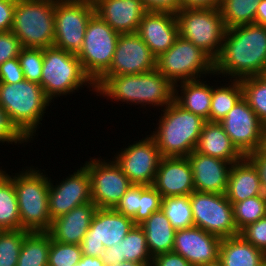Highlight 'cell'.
<instances>
[{
    "mask_svg": "<svg viewBox=\"0 0 266 266\" xmlns=\"http://www.w3.org/2000/svg\"><path fill=\"white\" fill-rule=\"evenodd\" d=\"M119 35L96 13L90 18L77 57L94 84L109 70Z\"/></svg>",
    "mask_w": 266,
    "mask_h": 266,
    "instance_id": "10",
    "label": "cell"
},
{
    "mask_svg": "<svg viewBox=\"0 0 266 266\" xmlns=\"http://www.w3.org/2000/svg\"><path fill=\"white\" fill-rule=\"evenodd\" d=\"M156 69L173 85L215 74L214 60L180 35L166 52L156 58Z\"/></svg>",
    "mask_w": 266,
    "mask_h": 266,
    "instance_id": "8",
    "label": "cell"
},
{
    "mask_svg": "<svg viewBox=\"0 0 266 266\" xmlns=\"http://www.w3.org/2000/svg\"><path fill=\"white\" fill-rule=\"evenodd\" d=\"M95 13L119 34L136 33L148 11L141 0H95Z\"/></svg>",
    "mask_w": 266,
    "mask_h": 266,
    "instance_id": "23",
    "label": "cell"
},
{
    "mask_svg": "<svg viewBox=\"0 0 266 266\" xmlns=\"http://www.w3.org/2000/svg\"><path fill=\"white\" fill-rule=\"evenodd\" d=\"M257 166L259 171L261 185L266 193V148L263 146L256 152L248 156Z\"/></svg>",
    "mask_w": 266,
    "mask_h": 266,
    "instance_id": "50",
    "label": "cell"
},
{
    "mask_svg": "<svg viewBox=\"0 0 266 266\" xmlns=\"http://www.w3.org/2000/svg\"><path fill=\"white\" fill-rule=\"evenodd\" d=\"M81 257L80 245L63 244L51 238L48 266H76Z\"/></svg>",
    "mask_w": 266,
    "mask_h": 266,
    "instance_id": "39",
    "label": "cell"
},
{
    "mask_svg": "<svg viewBox=\"0 0 266 266\" xmlns=\"http://www.w3.org/2000/svg\"><path fill=\"white\" fill-rule=\"evenodd\" d=\"M219 123L244 156H249L263 146L264 127L244 97Z\"/></svg>",
    "mask_w": 266,
    "mask_h": 266,
    "instance_id": "16",
    "label": "cell"
},
{
    "mask_svg": "<svg viewBox=\"0 0 266 266\" xmlns=\"http://www.w3.org/2000/svg\"><path fill=\"white\" fill-rule=\"evenodd\" d=\"M95 14L94 4L88 0H55L53 46L78 55L85 31Z\"/></svg>",
    "mask_w": 266,
    "mask_h": 266,
    "instance_id": "11",
    "label": "cell"
},
{
    "mask_svg": "<svg viewBox=\"0 0 266 266\" xmlns=\"http://www.w3.org/2000/svg\"><path fill=\"white\" fill-rule=\"evenodd\" d=\"M214 72L225 80L266 73V27L252 23L228 28Z\"/></svg>",
    "mask_w": 266,
    "mask_h": 266,
    "instance_id": "1",
    "label": "cell"
},
{
    "mask_svg": "<svg viewBox=\"0 0 266 266\" xmlns=\"http://www.w3.org/2000/svg\"><path fill=\"white\" fill-rule=\"evenodd\" d=\"M136 33L158 57L166 52L179 36L176 14L170 11L148 10L142 17Z\"/></svg>",
    "mask_w": 266,
    "mask_h": 266,
    "instance_id": "20",
    "label": "cell"
},
{
    "mask_svg": "<svg viewBox=\"0 0 266 266\" xmlns=\"http://www.w3.org/2000/svg\"><path fill=\"white\" fill-rule=\"evenodd\" d=\"M76 266H105L101 257H91L82 255L81 260Z\"/></svg>",
    "mask_w": 266,
    "mask_h": 266,
    "instance_id": "53",
    "label": "cell"
},
{
    "mask_svg": "<svg viewBox=\"0 0 266 266\" xmlns=\"http://www.w3.org/2000/svg\"><path fill=\"white\" fill-rule=\"evenodd\" d=\"M239 234L254 247L266 254V216L247 225Z\"/></svg>",
    "mask_w": 266,
    "mask_h": 266,
    "instance_id": "42",
    "label": "cell"
},
{
    "mask_svg": "<svg viewBox=\"0 0 266 266\" xmlns=\"http://www.w3.org/2000/svg\"><path fill=\"white\" fill-rule=\"evenodd\" d=\"M206 82L203 78L175 84L173 100L184 110L210 122L212 86Z\"/></svg>",
    "mask_w": 266,
    "mask_h": 266,
    "instance_id": "28",
    "label": "cell"
},
{
    "mask_svg": "<svg viewBox=\"0 0 266 266\" xmlns=\"http://www.w3.org/2000/svg\"><path fill=\"white\" fill-rule=\"evenodd\" d=\"M261 0H222L220 11L226 28L255 23Z\"/></svg>",
    "mask_w": 266,
    "mask_h": 266,
    "instance_id": "34",
    "label": "cell"
},
{
    "mask_svg": "<svg viewBox=\"0 0 266 266\" xmlns=\"http://www.w3.org/2000/svg\"><path fill=\"white\" fill-rule=\"evenodd\" d=\"M91 158L82 164L91 178L92 202L101 209H114L132 184L113 159Z\"/></svg>",
    "mask_w": 266,
    "mask_h": 266,
    "instance_id": "15",
    "label": "cell"
},
{
    "mask_svg": "<svg viewBox=\"0 0 266 266\" xmlns=\"http://www.w3.org/2000/svg\"><path fill=\"white\" fill-rule=\"evenodd\" d=\"M140 226L145 232L147 247L152 258L172 252L176 230L161 209L152 213Z\"/></svg>",
    "mask_w": 266,
    "mask_h": 266,
    "instance_id": "30",
    "label": "cell"
},
{
    "mask_svg": "<svg viewBox=\"0 0 266 266\" xmlns=\"http://www.w3.org/2000/svg\"><path fill=\"white\" fill-rule=\"evenodd\" d=\"M112 266H151V264H144V263H138V262H131V261H124L122 263H116Z\"/></svg>",
    "mask_w": 266,
    "mask_h": 266,
    "instance_id": "54",
    "label": "cell"
},
{
    "mask_svg": "<svg viewBox=\"0 0 266 266\" xmlns=\"http://www.w3.org/2000/svg\"><path fill=\"white\" fill-rule=\"evenodd\" d=\"M50 178L49 214L54 220L75 207L92 202L91 178L87 168L82 165L77 171L56 185Z\"/></svg>",
    "mask_w": 266,
    "mask_h": 266,
    "instance_id": "17",
    "label": "cell"
},
{
    "mask_svg": "<svg viewBox=\"0 0 266 266\" xmlns=\"http://www.w3.org/2000/svg\"><path fill=\"white\" fill-rule=\"evenodd\" d=\"M263 147L266 148V127L264 128Z\"/></svg>",
    "mask_w": 266,
    "mask_h": 266,
    "instance_id": "56",
    "label": "cell"
},
{
    "mask_svg": "<svg viewBox=\"0 0 266 266\" xmlns=\"http://www.w3.org/2000/svg\"><path fill=\"white\" fill-rule=\"evenodd\" d=\"M147 10L170 11L176 13L180 9V0H141Z\"/></svg>",
    "mask_w": 266,
    "mask_h": 266,
    "instance_id": "49",
    "label": "cell"
},
{
    "mask_svg": "<svg viewBox=\"0 0 266 266\" xmlns=\"http://www.w3.org/2000/svg\"><path fill=\"white\" fill-rule=\"evenodd\" d=\"M151 266H192L183 256L167 252L159 254L152 259Z\"/></svg>",
    "mask_w": 266,
    "mask_h": 266,
    "instance_id": "48",
    "label": "cell"
},
{
    "mask_svg": "<svg viewBox=\"0 0 266 266\" xmlns=\"http://www.w3.org/2000/svg\"><path fill=\"white\" fill-rule=\"evenodd\" d=\"M16 0H0V32L11 31Z\"/></svg>",
    "mask_w": 266,
    "mask_h": 266,
    "instance_id": "47",
    "label": "cell"
},
{
    "mask_svg": "<svg viewBox=\"0 0 266 266\" xmlns=\"http://www.w3.org/2000/svg\"><path fill=\"white\" fill-rule=\"evenodd\" d=\"M161 111L157 129L150 134L161 156L187 157L195 150L206 120L184 110L174 100Z\"/></svg>",
    "mask_w": 266,
    "mask_h": 266,
    "instance_id": "4",
    "label": "cell"
},
{
    "mask_svg": "<svg viewBox=\"0 0 266 266\" xmlns=\"http://www.w3.org/2000/svg\"><path fill=\"white\" fill-rule=\"evenodd\" d=\"M262 194L266 193L262 188L255 163L248 156L233 163L225 193L227 199L231 203H236Z\"/></svg>",
    "mask_w": 266,
    "mask_h": 266,
    "instance_id": "25",
    "label": "cell"
},
{
    "mask_svg": "<svg viewBox=\"0 0 266 266\" xmlns=\"http://www.w3.org/2000/svg\"><path fill=\"white\" fill-rule=\"evenodd\" d=\"M219 260L223 266H262L266 262V254L238 234L222 238Z\"/></svg>",
    "mask_w": 266,
    "mask_h": 266,
    "instance_id": "29",
    "label": "cell"
},
{
    "mask_svg": "<svg viewBox=\"0 0 266 266\" xmlns=\"http://www.w3.org/2000/svg\"><path fill=\"white\" fill-rule=\"evenodd\" d=\"M51 235L48 231H28L25 234L17 266H48Z\"/></svg>",
    "mask_w": 266,
    "mask_h": 266,
    "instance_id": "32",
    "label": "cell"
},
{
    "mask_svg": "<svg viewBox=\"0 0 266 266\" xmlns=\"http://www.w3.org/2000/svg\"><path fill=\"white\" fill-rule=\"evenodd\" d=\"M24 74L18 57L7 60L0 65V83H18L23 81Z\"/></svg>",
    "mask_w": 266,
    "mask_h": 266,
    "instance_id": "46",
    "label": "cell"
},
{
    "mask_svg": "<svg viewBox=\"0 0 266 266\" xmlns=\"http://www.w3.org/2000/svg\"><path fill=\"white\" fill-rule=\"evenodd\" d=\"M255 24L266 27V0H261L255 15Z\"/></svg>",
    "mask_w": 266,
    "mask_h": 266,
    "instance_id": "52",
    "label": "cell"
},
{
    "mask_svg": "<svg viewBox=\"0 0 266 266\" xmlns=\"http://www.w3.org/2000/svg\"><path fill=\"white\" fill-rule=\"evenodd\" d=\"M55 0H16L11 31L22 47L45 49L52 47Z\"/></svg>",
    "mask_w": 266,
    "mask_h": 266,
    "instance_id": "7",
    "label": "cell"
},
{
    "mask_svg": "<svg viewBox=\"0 0 266 266\" xmlns=\"http://www.w3.org/2000/svg\"><path fill=\"white\" fill-rule=\"evenodd\" d=\"M22 48L20 40L12 31L0 32V65L18 57Z\"/></svg>",
    "mask_w": 266,
    "mask_h": 266,
    "instance_id": "45",
    "label": "cell"
},
{
    "mask_svg": "<svg viewBox=\"0 0 266 266\" xmlns=\"http://www.w3.org/2000/svg\"><path fill=\"white\" fill-rule=\"evenodd\" d=\"M199 266H223V263L218 259L214 262H211V263H207V264H204V265H199Z\"/></svg>",
    "mask_w": 266,
    "mask_h": 266,
    "instance_id": "55",
    "label": "cell"
},
{
    "mask_svg": "<svg viewBox=\"0 0 266 266\" xmlns=\"http://www.w3.org/2000/svg\"><path fill=\"white\" fill-rule=\"evenodd\" d=\"M222 0H180V9L219 8Z\"/></svg>",
    "mask_w": 266,
    "mask_h": 266,
    "instance_id": "51",
    "label": "cell"
},
{
    "mask_svg": "<svg viewBox=\"0 0 266 266\" xmlns=\"http://www.w3.org/2000/svg\"><path fill=\"white\" fill-rule=\"evenodd\" d=\"M161 210L175 230L194 226L190 195L162 198Z\"/></svg>",
    "mask_w": 266,
    "mask_h": 266,
    "instance_id": "35",
    "label": "cell"
},
{
    "mask_svg": "<svg viewBox=\"0 0 266 266\" xmlns=\"http://www.w3.org/2000/svg\"><path fill=\"white\" fill-rule=\"evenodd\" d=\"M162 196L152 186L140 185V208L133 222L135 225L143 223L152 213L161 209Z\"/></svg>",
    "mask_w": 266,
    "mask_h": 266,
    "instance_id": "41",
    "label": "cell"
},
{
    "mask_svg": "<svg viewBox=\"0 0 266 266\" xmlns=\"http://www.w3.org/2000/svg\"><path fill=\"white\" fill-rule=\"evenodd\" d=\"M24 144L28 140L11 123L5 110L0 106V143Z\"/></svg>",
    "mask_w": 266,
    "mask_h": 266,
    "instance_id": "44",
    "label": "cell"
},
{
    "mask_svg": "<svg viewBox=\"0 0 266 266\" xmlns=\"http://www.w3.org/2000/svg\"><path fill=\"white\" fill-rule=\"evenodd\" d=\"M24 78L40 84L43 68V49L22 48L18 56Z\"/></svg>",
    "mask_w": 266,
    "mask_h": 266,
    "instance_id": "40",
    "label": "cell"
},
{
    "mask_svg": "<svg viewBox=\"0 0 266 266\" xmlns=\"http://www.w3.org/2000/svg\"><path fill=\"white\" fill-rule=\"evenodd\" d=\"M187 158L192 167L195 191L217 194L226 193L233 163L203 155L195 150Z\"/></svg>",
    "mask_w": 266,
    "mask_h": 266,
    "instance_id": "22",
    "label": "cell"
},
{
    "mask_svg": "<svg viewBox=\"0 0 266 266\" xmlns=\"http://www.w3.org/2000/svg\"><path fill=\"white\" fill-rule=\"evenodd\" d=\"M101 259L105 266L124 261L151 264L153 258L148 250L143 228L140 225H134L120 243L105 249Z\"/></svg>",
    "mask_w": 266,
    "mask_h": 266,
    "instance_id": "26",
    "label": "cell"
},
{
    "mask_svg": "<svg viewBox=\"0 0 266 266\" xmlns=\"http://www.w3.org/2000/svg\"><path fill=\"white\" fill-rule=\"evenodd\" d=\"M190 202L195 227L220 238L239 234L234 222L232 203L225 194L193 191Z\"/></svg>",
    "mask_w": 266,
    "mask_h": 266,
    "instance_id": "12",
    "label": "cell"
},
{
    "mask_svg": "<svg viewBox=\"0 0 266 266\" xmlns=\"http://www.w3.org/2000/svg\"><path fill=\"white\" fill-rule=\"evenodd\" d=\"M221 240L199 227L179 229L172 252L183 256L192 266L204 265L219 259Z\"/></svg>",
    "mask_w": 266,
    "mask_h": 266,
    "instance_id": "19",
    "label": "cell"
},
{
    "mask_svg": "<svg viewBox=\"0 0 266 266\" xmlns=\"http://www.w3.org/2000/svg\"><path fill=\"white\" fill-rule=\"evenodd\" d=\"M156 58L137 33L120 34L110 68L103 76L150 72L156 69Z\"/></svg>",
    "mask_w": 266,
    "mask_h": 266,
    "instance_id": "18",
    "label": "cell"
},
{
    "mask_svg": "<svg viewBox=\"0 0 266 266\" xmlns=\"http://www.w3.org/2000/svg\"><path fill=\"white\" fill-rule=\"evenodd\" d=\"M152 186L162 198L190 195L195 189L188 158L162 157Z\"/></svg>",
    "mask_w": 266,
    "mask_h": 266,
    "instance_id": "21",
    "label": "cell"
},
{
    "mask_svg": "<svg viewBox=\"0 0 266 266\" xmlns=\"http://www.w3.org/2000/svg\"><path fill=\"white\" fill-rule=\"evenodd\" d=\"M1 167V166H0ZM21 229L17 195L11 175L0 169V230Z\"/></svg>",
    "mask_w": 266,
    "mask_h": 266,
    "instance_id": "31",
    "label": "cell"
},
{
    "mask_svg": "<svg viewBox=\"0 0 266 266\" xmlns=\"http://www.w3.org/2000/svg\"><path fill=\"white\" fill-rule=\"evenodd\" d=\"M97 209L98 207L90 202L75 207L70 212L52 220L48 230L51 238L63 244L80 245Z\"/></svg>",
    "mask_w": 266,
    "mask_h": 266,
    "instance_id": "24",
    "label": "cell"
},
{
    "mask_svg": "<svg viewBox=\"0 0 266 266\" xmlns=\"http://www.w3.org/2000/svg\"><path fill=\"white\" fill-rule=\"evenodd\" d=\"M95 93L123 104L164 109L173 101L174 85L154 69L141 74L102 76L95 83Z\"/></svg>",
    "mask_w": 266,
    "mask_h": 266,
    "instance_id": "2",
    "label": "cell"
},
{
    "mask_svg": "<svg viewBox=\"0 0 266 266\" xmlns=\"http://www.w3.org/2000/svg\"><path fill=\"white\" fill-rule=\"evenodd\" d=\"M28 230H0V266H17L21 247Z\"/></svg>",
    "mask_w": 266,
    "mask_h": 266,
    "instance_id": "38",
    "label": "cell"
},
{
    "mask_svg": "<svg viewBox=\"0 0 266 266\" xmlns=\"http://www.w3.org/2000/svg\"><path fill=\"white\" fill-rule=\"evenodd\" d=\"M234 222L240 232L247 225L266 216V194L232 203Z\"/></svg>",
    "mask_w": 266,
    "mask_h": 266,
    "instance_id": "37",
    "label": "cell"
},
{
    "mask_svg": "<svg viewBox=\"0 0 266 266\" xmlns=\"http://www.w3.org/2000/svg\"><path fill=\"white\" fill-rule=\"evenodd\" d=\"M243 97L266 127V73L241 79Z\"/></svg>",
    "mask_w": 266,
    "mask_h": 266,
    "instance_id": "36",
    "label": "cell"
},
{
    "mask_svg": "<svg viewBox=\"0 0 266 266\" xmlns=\"http://www.w3.org/2000/svg\"><path fill=\"white\" fill-rule=\"evenodd\" d=\"M175 14L179 35L215 60L220 53L227 30L220 9H179Z\"/></svg>",
    "mask_w": 266,
    "mask_h": 266,
    "instance_id": "9",
    "label": "cell"
},
{
    "mask_svg": "<svg viewBox=\"0 0 266 266\" xmlns=\"http://www.w3.org/2000/svg\"><path fill=\"white\" fill-rule=\"evenodd\" d=\"M52 103L40 84L24 79L18 83H0V106L11 123L29 141L35 138L40 121ZM34 136V137H33Z\"/></svg>",
    "mask_w": 266,
    "mask_h": 266,
    "instance_id": "3",
    "label": "cell"
},
{
    "mask_svg": "<svg viewBox=\"0 0 266 266\" xmlns=\"http://www.w3.org/2000/svg\"><path fill=\"white\" fill-rule=\"evenodd\" d=\"M134 225L133 219L114 209L98 208L80 243L82 255L101 257L106 248L120 243Z\"/></svg>",
    "mask_w": 266,
    "mask_h": 266,
    "instance_id": "13",
    "label": "cell"
},
{
    "mask_svg": "<svg viewBox=\"0 0 266 266\" xmlns=\"http://www.w3.org/2000/svg\"><path fill=\"white\" fill-rule=\"evenodd\" d=\"M229 82L212 86L210 122H221L233 106L243 97L241 80L229 79ZM216 86V87H215Z\"/></svg>",
    "mask_w": 266,
    "mask_h": 266,
    "instance_id": "33",
    "label": "cell"
},
{
    "mask_svg": "<svg viewBox=\"0 0 266 266\" xmlns=\"http://www.w3.org/2000/svg\"><path fill=\"white\" fill-rule=\"evenodd\" d=\"M112 159L129 178L132 185H152L162 159L155 139L147 135L144 139L122 148Z\"/></svg>",
    "mask_w": 266,
    "mask_h": 266,
    "instance_id": "14",
    "label": "cell"
},
{
    "mask_svg": "<svg viewBox=\"0 0 266 266\" xmlns=\"http://www.w3.org/2000/svg\"><path fill=\"white\" fill-rule=\"evenodd\" d=\"M140 208V185H131L114 210L133 219Z\"/></svg>",
    "mask_w": 266,
    "mask_h": 266,
    "instance_id": "43",
    "label": "cell"
},
{
    "mask_svg": "<svg viewBox=\"0 0 266 266\" xmlns=\"http://www.w3.org/2000/svg\"><path fill=\"white\" fill-rule=\"evenodd\" d=\"M33 167H26L11 175L17 195L21 229L48 231L52 224L49 214L50 177L45 170H42L43 173L39 168Z\"/></svg>",
    "mask_w": 266,
    "mask_h": 266,
    "instance_id": "5",
    "label": "cell"
},
{
    "mask_svg": "<svg viewBox=\"0 0 266 266\" xmlns=\"http://www.w3.org/2000/svg\"><path fill=\"white\" fill-rule=\"evenodd\" d=\"M195 151L231 163L238 162L245 157L218 122L206 121L204 123Z\"/></svg>",
    "mask_w": 266,
    "mask_h": 266,
    "instance_id": "27",
    "label": "cell"
},
{
    "mask_svg": "<svg viewBox=\"0 0 266 266\" xmlns=\"http://www.w3.org/2000/svg\"><path fill=\"white\" fill-rule=\"evenodd\" d=\"M40 85L51 102L57 97L76 93L87 85L95 92V84L85 74L77 55L54 46L43 49Z\"/></svg>",
    "mask_w": 266,
    "mask_h": 266,
    "instance_id": "6",
    "label": "cell"
}]
</instances>
